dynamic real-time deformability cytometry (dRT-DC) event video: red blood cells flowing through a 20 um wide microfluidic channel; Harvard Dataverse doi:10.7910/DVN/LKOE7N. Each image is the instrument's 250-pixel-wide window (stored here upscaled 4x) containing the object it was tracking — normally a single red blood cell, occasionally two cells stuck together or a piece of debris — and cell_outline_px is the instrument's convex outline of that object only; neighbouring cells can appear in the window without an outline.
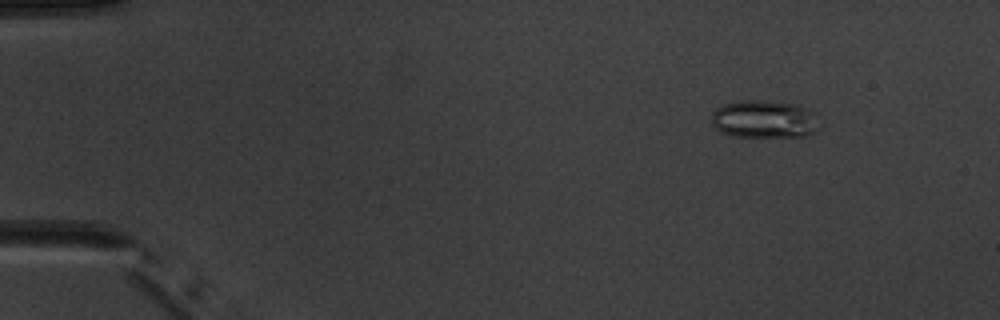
{"species": "common noctule bat (a hibernating species)", "species_latin": "Nyctalus noctula", "temperature_condition": "warm", "stored_images_in_passage": 5, "camera_frame_rate_fps": 3000, "um_per_image_px": 0.085, "animal": {"sex": "male", "body_mass_g": 20.1, "forearm_length_mm": 53.5}, "frame": {"image": 1, "passage_image": 2, "time_ms": 2.0, "image_size_px": [1000, 320], "cell_outline_px": [[820, 128], [816, 132], [808, 136], [732, 136], [720, 132], [712, 124], [712, 112], [720, 104], [740, 100], [756, 100], [800, 104], [812, 112]], "centroid_in_image_um": [64.94, 10.12], "position_along_channel_um": 20.1, "area_um2": 23.93}}
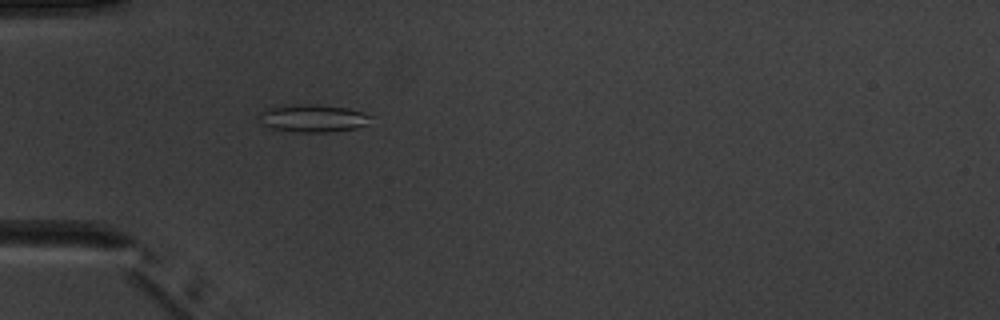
{"frame": {"image": 2, "passage_image": 5, "time_ms": 5.333, "image_size_px": [1000, 320], "cell_outline_px": [[372, 116], [364, 124], [356, 128], [328, 132], [300, 132], [272, 128], [264, 124], [260, 116], [260, 112], [276, 104], [316, 104], [348, 108]], "centroid_in_image_um": [26.55, 10.02], "position_along_channel_um": 58.4, "area_um2": 17.8}}